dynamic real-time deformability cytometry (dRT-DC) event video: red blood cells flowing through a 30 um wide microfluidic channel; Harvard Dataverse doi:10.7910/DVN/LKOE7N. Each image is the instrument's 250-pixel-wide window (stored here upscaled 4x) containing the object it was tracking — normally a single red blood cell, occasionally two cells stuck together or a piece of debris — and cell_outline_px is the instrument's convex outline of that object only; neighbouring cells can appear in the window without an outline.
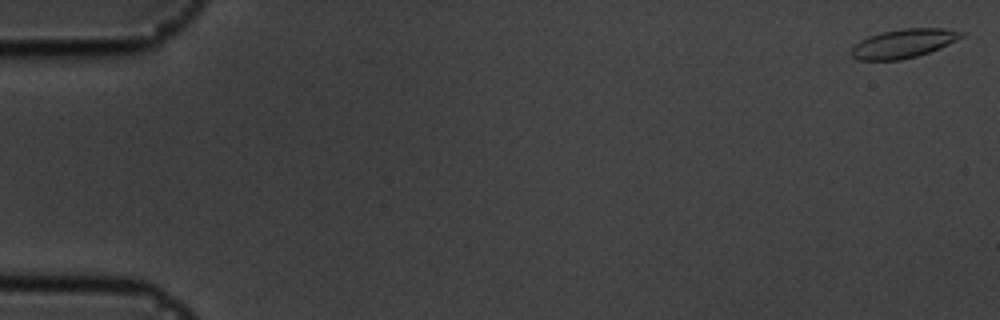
{"species": "common noctule bat (a hibernating species)", "species_latin": "Nyctalus noctula", "temperature_condition": "cold", "stored_images_in_passage": 52, "camera_frame_rate_fps": 3000, "um_per_image_px": 0.085, "animal": {"sex": "male", "body_mass_g": 19.5, "forearm_length_mm": 54.6}, "frame": {"image": 1, "passage_image": 1, "time_ms": 0.0, "image_size_px": [1000, 320], "cell_outline_px": [[964, 36], [956, 40], [928, 52], [916, 56], [900, 60], [860, 60], [852, 56], [848, 52], [860, 40], [868, 36], [880, 32], [900, 28], [944, 28], [964, 32]], "centroid_in_image_um": [76.75, 3.68], "position_along_channel_um": 8.2, "area_um2": 18.44}}
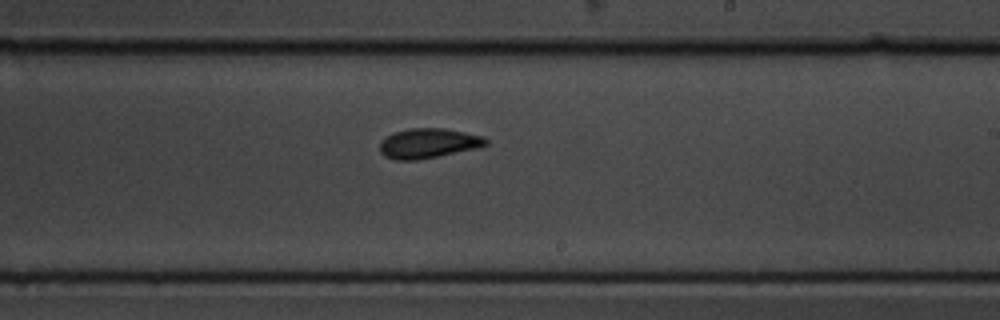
{"frame": {"image": 2, "passage_image": 34, "time_ms": 11.0, "image_size_px": [1000, 320], "cell_outline_px": [[488, 144], [480, 148], [440, 156], [416, 160], [392, 160], [384, 156], [380, 152], [380, 144], [388, 136], [396, 132], [408, 128], [444, 128], [484, 136], [488, 140]], "centroid_in_image_um": [36.45, 12.19], "position_along_channel_um": 252.5, "area_um2": 18.55}}
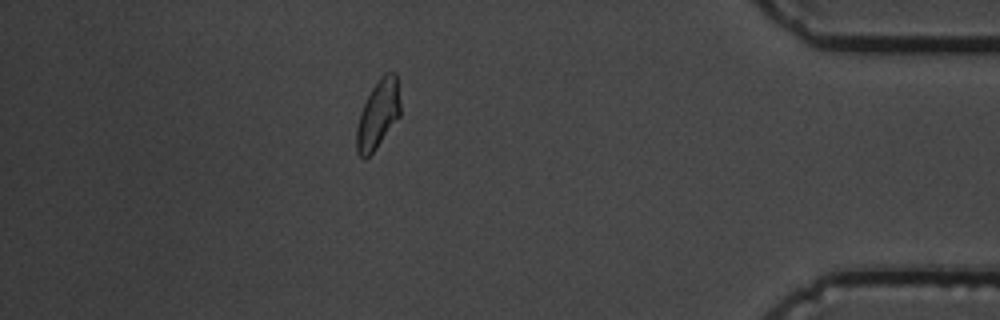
{"frame": {"image": 3, "passage_image": 50, "time_ms": 16.333, "image_size_px": [1000, 320], "cell_outline_px": [[400, 116], [376, 148], [364, 160], [356, 152], [356, 128], [360, 112], [372, 88], [380, 76], [388, 72], [396, 72], [400, 104]], "centroid_in_image_um": [32.12, 9.72], "position_along_channel_um": 403.1, "area_um2": 17.4}}